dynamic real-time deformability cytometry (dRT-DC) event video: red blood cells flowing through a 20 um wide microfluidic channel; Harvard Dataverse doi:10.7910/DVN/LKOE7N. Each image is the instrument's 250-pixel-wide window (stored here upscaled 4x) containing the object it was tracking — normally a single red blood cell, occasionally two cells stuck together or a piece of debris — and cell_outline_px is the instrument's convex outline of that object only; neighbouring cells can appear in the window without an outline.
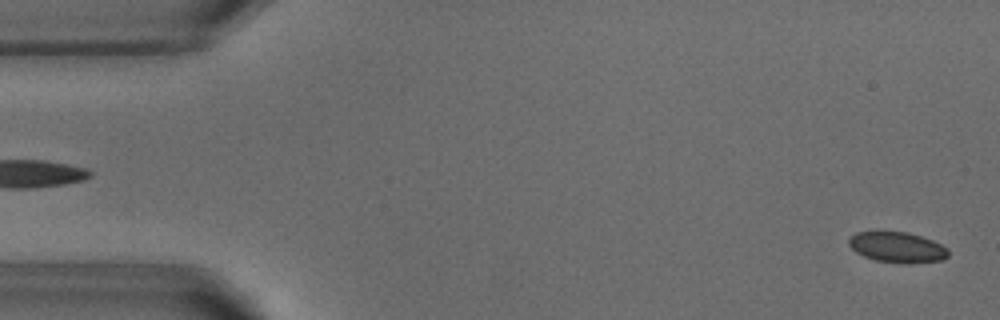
{"species": "common noctule bat (a hibernating species)", "species_latin": "Nyctalus noctula", "temperature_condition": "warm", "stored_images_in_passage": 52, "camera_frame_rate_fps": 3000, "um_per_image_px": 0.085, "animal": {"sex": "male", "body_mass_g": 18.8}, "frame": {"image": 1, "passage_image": 1, "time_ms": 0.0, "image_size_px": [1000, 320], "cell_outline_px": [[948, 256], [944, 260], [912, 264], [904, 264], [876, 260], [864, 256], [856, 252], [848, 244], [848, 240], [856, 232], [908, 232], [932, 240], [948, 248]], "centroid_in_image_um": [76.3, 21.04], "position_along_channel_um": 8.7, "area_um2": 17.74}}
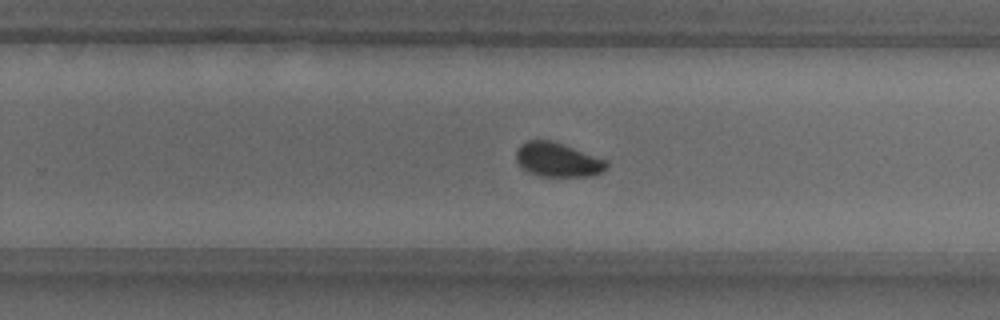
{"frame": {"image": 2, "passage_image": 32, "time_ms": 10.333, "image_size_px": [1000, 320], "cell_outline_px": [[608, 168], [592, 176], [540, 176], [528, 172], [516, 160], [516, 152], [520, 144], [528, 140], [552, 140], [564, 144], [608, 160]], "centroid_in_image_um": [47.43, 13.57], "position_along_channel_um": 282.4, "area_um2": 18.09}}
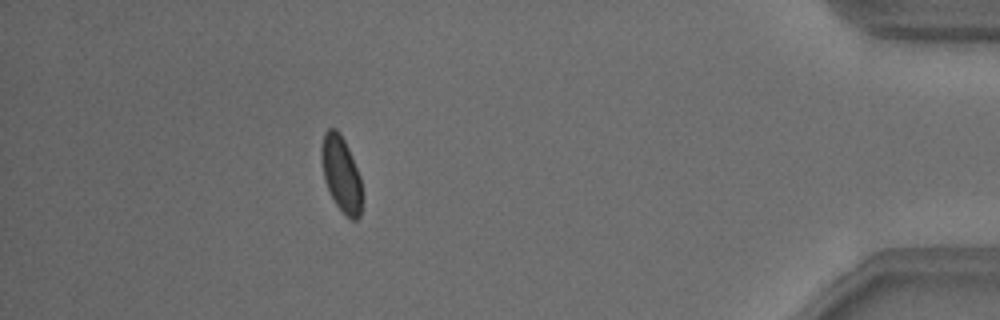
{"frame": {"image": 3, "passage_image": 46, "time_ms": 15.0, "image_size_px": [1000, 320], "cell_outline_px": [[360, 216], [356, 220], [352, 220], [336, 204], [324, 180], [320, 156], [320, 148], [324, 132], [328, 128], [336, 128], [340, 132], [348, 148], [360, 176]], "centroid_in_image_um": [28.96, 14.71], "position_along_channel_um": 406.2, "area_um2": 17.57}, "authors_computed_cell_mechanics": {"area_um2": 18.1781, "velocity_mm_per_s": 3.8182, "shape_relaxation_time_tau1_ms": 2.695, "shape_relaxation_time_tau2_ms": null, "deformation_change_tau1": 0.0545, "deformation_change_tau2": null}}